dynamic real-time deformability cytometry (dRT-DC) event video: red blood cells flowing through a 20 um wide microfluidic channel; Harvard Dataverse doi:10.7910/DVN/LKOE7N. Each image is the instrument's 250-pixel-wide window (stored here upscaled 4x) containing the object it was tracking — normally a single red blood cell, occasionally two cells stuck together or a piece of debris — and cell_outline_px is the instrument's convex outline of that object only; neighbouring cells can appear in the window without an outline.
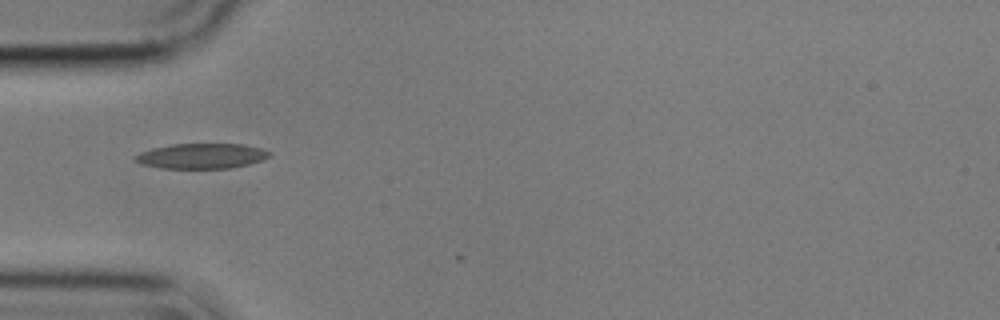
{"species": "common noctule bat (a hibernating species)", "species_latin": "Nyctalus noctula", "temperature_condition": "cold", "stored_images_in_passage": 2, "camera_frame_rate_fps": 3000, "um_per_image_px": 0.085, "animal": {"sex": "male", "body_mass_g": 17.9}, "frame": {"image": 1, "passage_image": 1, "time_ms": 0.0, "image_size_px": [1000, 320], "cell_outline_px": [[268, 156], [260, 160], [248, 164], [228, 168], [160, 168], [140, 164], [132, 160], [132, 156], [140, 152], [172, 144], [244, 144], [260, 148], [268, 152]], "centroid_in_image_um": [17.03, 13.26], "position_along_channel_um": 68.0, "area_um2": 19.48}}